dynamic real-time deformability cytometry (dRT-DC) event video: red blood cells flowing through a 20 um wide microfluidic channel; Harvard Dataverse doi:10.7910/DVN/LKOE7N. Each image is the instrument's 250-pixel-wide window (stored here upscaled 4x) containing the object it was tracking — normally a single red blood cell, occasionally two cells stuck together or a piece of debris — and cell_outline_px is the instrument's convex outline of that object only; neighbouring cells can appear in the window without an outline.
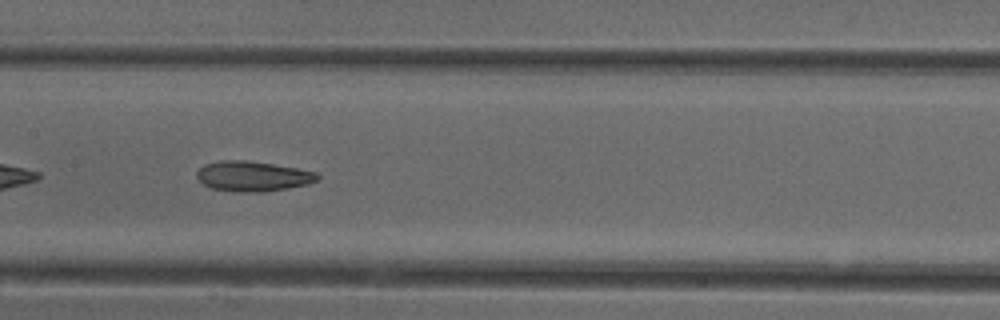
{"species": "common noctule bat (a hibernating species)", "species_latin": "Nyctalus noctula", "temperature_condition": "cold", "stored_images_in_passage": 37, "camera_frame_rate_fps": 3000, "um_per_image_px": 0.085, "animal": {"sex": "female"}, "frame": {"image": 1, "passage_image": 11, "time_ms": 3.333, "image_size_px": [1000, 320], "cell_outline_px": [[320, 176], [316, 180], [308, 184], [288, 188], [260, 192], [236, 192], [212, 188], [204, 184], [196, 176], [196, 172], [204, 164], [220, 160], [244, 160], [272, 164], [296, 168], [316, 172]], "centroid_in_image_um": [21.47, 14.98], "position_along_channel_um": 185.9, "area_um2": 21.04}, "authors_computed_cell_mechanics": {"area_um2": 21.097, "velocity_mm_per_s": 3.938, "shape_relaxation_time_tau1_ms": null, "shape_relaxation_time_tau2_ms": 6.0294, "deformation_change_tau1": null, "deformation_change_tau2": 0.1352}}